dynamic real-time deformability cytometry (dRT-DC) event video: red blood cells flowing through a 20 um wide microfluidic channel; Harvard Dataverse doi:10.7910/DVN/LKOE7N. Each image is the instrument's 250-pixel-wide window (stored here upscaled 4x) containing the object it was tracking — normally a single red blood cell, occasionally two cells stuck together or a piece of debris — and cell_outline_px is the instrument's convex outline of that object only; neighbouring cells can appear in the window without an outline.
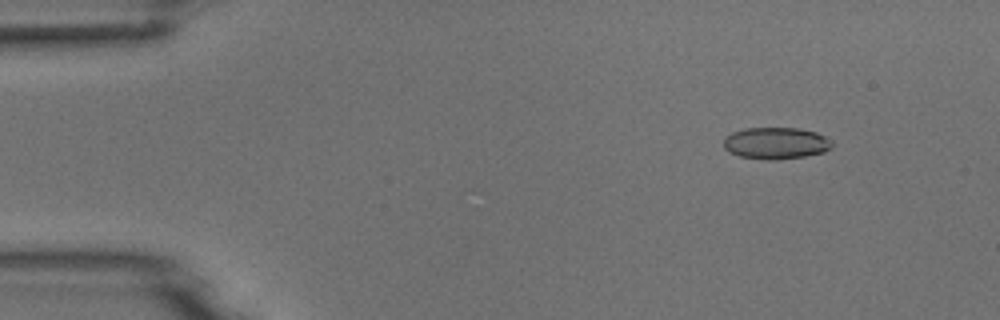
{"species": "common noctule bat (a hibernating species)", "species_latin": "Nyctalus noctula", "temperature_condition": "room temperature", "stored_images_in_passage": 51, "camera_frame_rate_fps": 3000, "um_per_image_px": 0.085, "animal": {"sex": "male", "body_mass_g": 18.8}, "frame": {"image": 1, "passage_image": 6, "time_ms": 1.667, "image_size_px": [1000, 320], "cell_outline_px": [[832, 148], [824, 152], [804, 156], [772, 160], [764, 160], [740, 156], [728, 152], [724, 148], [724, 140], [732, 132], [744, 128], [796, 128], [816, 132], [832, 140]], "centroid_in_image_um": [65.95, 12.17], "position_along_channel_um": 19.0, "area_um2": 20.06}}
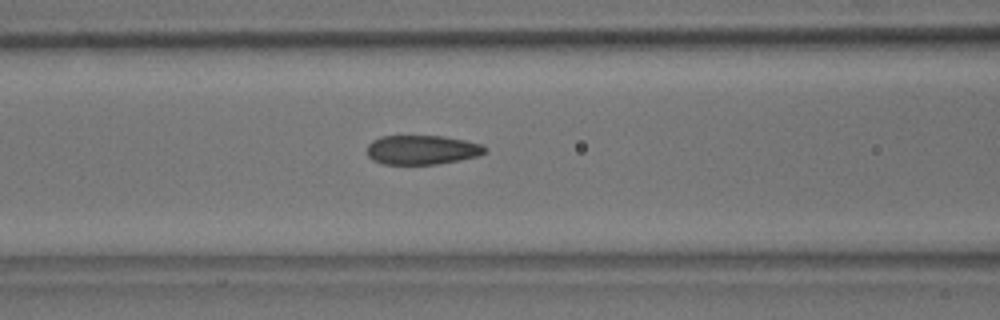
{"frame": {"image": 2, "passage_image": 21, "time_ms": 6.667, "image_size_px": [1000, 320], "cell_outline_px": [[488, 152], [476, 156], [460, 160], [436, 164], [384, 164], [372, 160], [368, 156], [368, 144], [372, 140], [380, 136], [444, 136], [464, 140], [480, 144], [488, 148]], "centroid_in_image_um": [35.87, 12.73], "position_along_channel_um": 130.7, "area_um2": 20.17}}
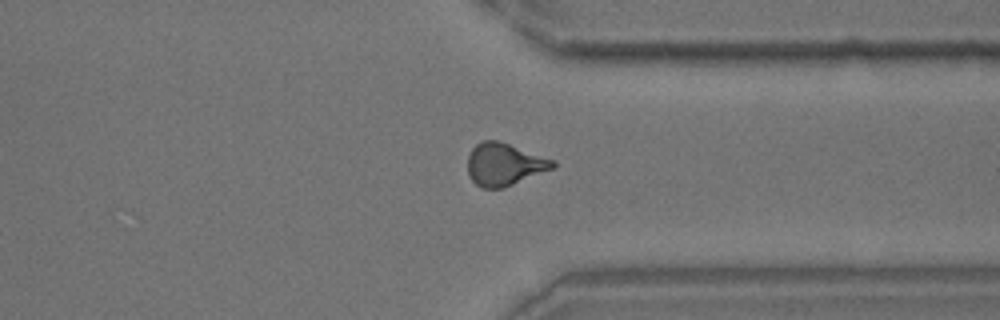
{"frame": {"image": 3, "passage_image": 39, "time_ms": 12.667, "image_size_px": [1000, 320], "cell_outline_px": [[556, 168], [512, 184], [500, 188], [480, 188], [472, 180], [468, 172], [468, 156], [472, 148], [480, 140], [496, 140], [556, 160]], "centroid_in_image_um": [42.88, 13.96], "position_along_channel_um": 368.5, "area_um2": 21.04}}